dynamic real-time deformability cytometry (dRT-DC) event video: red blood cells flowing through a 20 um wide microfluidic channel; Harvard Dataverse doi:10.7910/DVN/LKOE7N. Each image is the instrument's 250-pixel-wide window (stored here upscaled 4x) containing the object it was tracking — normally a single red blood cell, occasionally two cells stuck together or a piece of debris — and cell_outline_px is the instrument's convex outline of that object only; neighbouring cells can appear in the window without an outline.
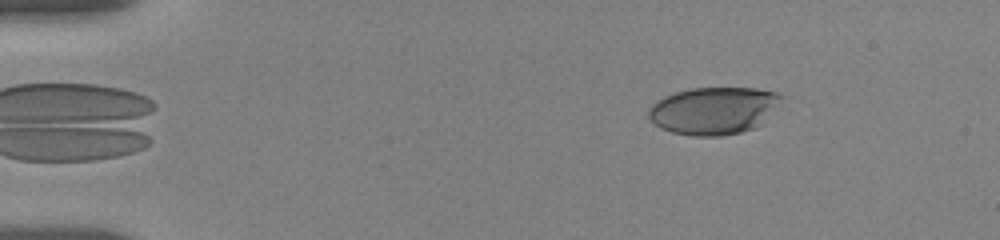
{"species": "human", "species_latin": "Homo sapiens", "temperature_condition": "room temperature", "stored_images_in_passage": 11, "camera_frame_rate_fps": 3000, "um_per_image_px": 0.085, "donor": {"sex": "female"}, "frame": {"image": 1, "passage_image": 3, "time_ms": 0.667, "image_size_px": [1000, 240], "cell_outline_px": [[788, 96], [756, 128], [740, 132], [720, 136], [692, 136], [672, 132], [660, 128], [648, 116], [648, 108], [652, 104], [664, 96], [676, 92], [692, 88], [756, 88], [776, 92]], "centroid_in_image_um": [60.7, 9.39], "position_along_channel_um": 24.3, "area_um2": 36.88}}
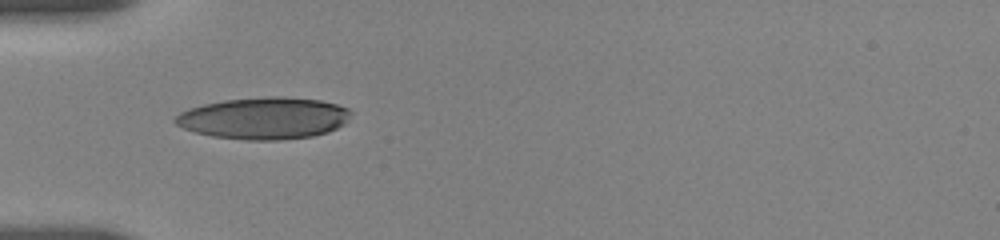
{"frame": {"image": 2, "passage_image": 10, "time_ms": 4.0, "image_size_px": [1000, 240], "cell_outline_px": [[352, 112], [344, 124], [328, 132], [312, 136], [280, 140], [244, 140], [212, 136], [196, 132], [184, 128], [176, 124], [172, 120], [180, 112], [188, 108], [204, 104], [224, 100], [272, 96], [276, 96], [320, 100], [336, 104], [348, 108]], "centroid_in_image_um": [22.43, 10.05], "position_along_channel_um": 62.6, "area_um2": 42.77}}